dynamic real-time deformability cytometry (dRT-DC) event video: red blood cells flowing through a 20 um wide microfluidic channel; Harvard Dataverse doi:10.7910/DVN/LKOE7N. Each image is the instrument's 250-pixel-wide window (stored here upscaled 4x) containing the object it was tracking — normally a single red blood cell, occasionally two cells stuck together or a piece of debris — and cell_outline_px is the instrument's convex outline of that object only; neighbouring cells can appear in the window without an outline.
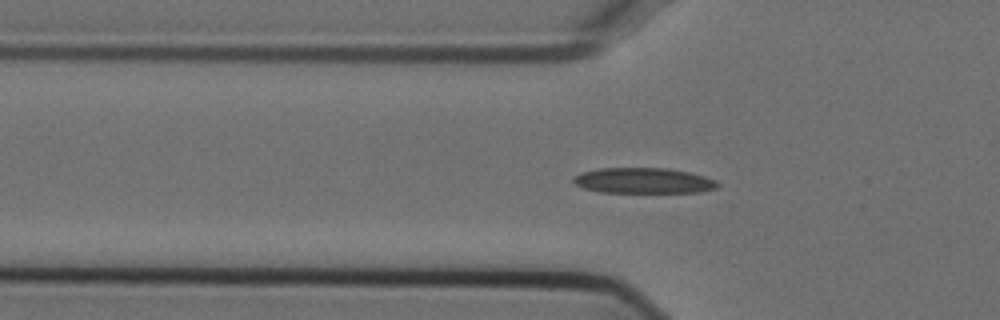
{"species": "Egyptian fruit bat (a non-hibernating species)", "species_latin": "Rousettus aegyptiacus", "temperature_condition": "cold", "stored_images_in_passage": 43, "segment_of_instrument_passage": [1, 2], "camera_frame_rate_fps": 3000, "um_per_image_px": 0.085, "animal": {"sex": "female"}, "frame": {"image": 1, "passage_image": 6, "time_ms": 1.667, "image_size_px": [1000, 320], "cell_outline_px": [[720, 184], [716, 188], [700, 192], [600, 192], [584, 188], [576, 184], [572, 180], [580, 172], [600, 168], [668, 168], [688, 172], [704, 176], [716, 180]], "centroid_in_image_um": [54.71, 15.35], "position_along_channel_um": 71.1, "area_um2": 21.39}}
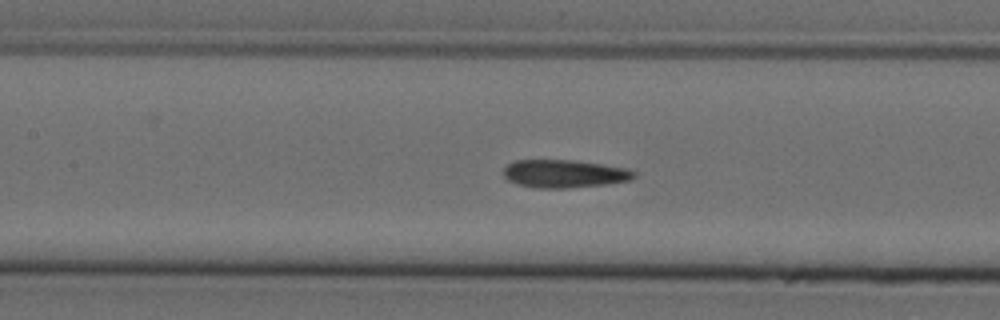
{"frame": {"image": 2, "passage_image": 13, "time_ms": 4.0, "image_size_px": [1000, 320], "cell_outline_px": [[636, 176], [632, 180], [604, 184], [568, 188], [536, 188], [516, 184], [508, 180], [504, 176], [504, 168], [512, 160], [572, 160], [628, 168], [636, 172]], "centroid_in_image_um": [47.96, 14.76], "position_along_channel_um": 159.4, "area_um2": 21.33}}
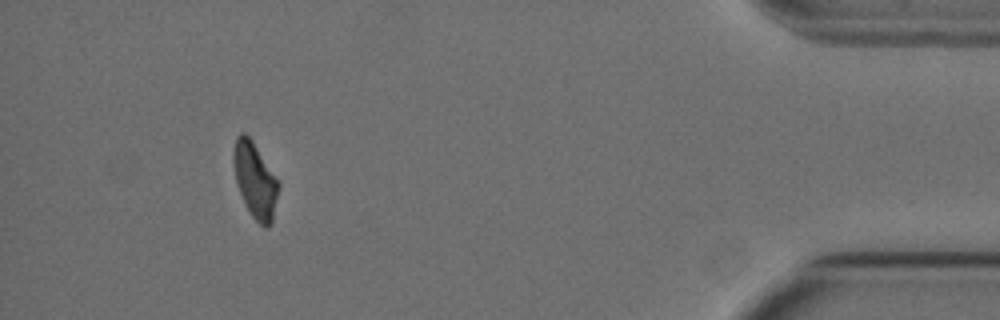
{"frame": {"image": 3, "passage_image": 38, "time_ms": 12.333, "image_size_px": [1000, 320], "cell_outline_px": [[280, 184], [272, 224], [268, 228], [264, 228], [252, 216], [244, 204], [236, 180], [232, 160], [232, 152], [236, 136], [240, 132], [244, 132], [252, 140]], "centroid_in_image_um": [21.67, 15.33], "position_along_channel_um": 413.5, "area_um2": 19.83}}